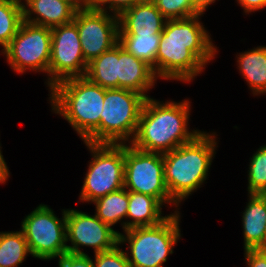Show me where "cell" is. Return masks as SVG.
I'll return each instance as SVG.
<instances>
[{"label": "cell", "mask_w": 266, "mask_h": 267, "mask_svg": "<svg viewBox=\"0 0 266 267\" xmlns=\"http://www.w3.org/2000/svg\"><path fill=\"white\" fill-rule=\"evenodd\" d=\"M201 16L204 15L166 21L156 54L159 80L192 82L216 58L217 45Z\"/></svg>", "instance_id": "cell-1"}, {"label": "cell", "mask_w": 266, "mask_h": 267, "mask_svg": "<svg viewBox=\"0 0 266 267\" xmlns=\"http://www.w3.org/2000/svg\"><path fill=\"white\" fill-rule=\"evenodd\" d=\"M191 103L189 98L178 102L146 98L129 144L142 151L164 154L192 141L202 130L190 129Z\"/></svg>", "instance_id": "cell-2"}, {"label": "cell", "mask_w": 266, "mask_h": 267, "mask_svg": "<svg viewBox=\"0 0 266 267\" xmlns=\"http://www.w3.org/2000/svg\"><path fill=\"white\" fill-rule=\"evenodd\" d=\"M217 136L216 131H202L192 141L163 154L164 181L179 206L207 183L219 143Z\"/></svg>", "instance_id": "cell-3"}, {"label": "cell", "mask_w": 266, "mask_h": 267, "mask_svg": "<svg viewBox=\"0 0 266 267\" xmlns=\"http://www.w3.org/2000/svg\"><path fill=\"white\" fill-rule=\"evenodd\" d=\"M51 112L63 117L84 142L99 126L105 88L84 77H73L49 89Z\"/></svg>", "instance_id": "cell-4"}, {"label": "cell", "mask_w": 266, "mask_h": 267, "mask_svg": "<svg viewBox=\"0 0 266 267\" xmlns=\"http://www.w3.org/2000/svg\"><path fill=\"white\" fill-rule=\"evenodd\" d=\"M180 214L170 212L160 224L134 227L119 233V244H126L124 251L131 267H164L182 237Z\"/></svg>", "instance_id": "cell-5"}, {"label": "cell", "mask_w": 266, "mask_h": 267, "mask_svg": "<svg viewBox=\"0 0 266 267\" xmlns=\"http://www.w3.org/2000/svg\"><path fill=\"white\" fill-rule=\"evenodd\" d=\"M146 98L137 92L105 89L98 128L84 141L92 144H129L137 130Z\"/></svg>", "instance_id": "cell-6"}, {"label": "cell", "mask_w": 266, "mask_h": 267, "mask_svg": "<svg viewBox=\"0 0 266 267\" xmlns=\"http://www.w3.org/2000/svg\"><path fill=\"white\" fill-rule=\"evenodd\" d=\"M91 154L79 202L90 203L124 187V144L83 142Z\"/></svg>", "instance_id": "cell-7"}, {"label": "cell", "mask_w": 266, "mask_h": 267, "mask_svg": "<svg viewBox=\"0 0 266 267\" xmlns=\"http://www.w3.org/2000/svg\"><path fill=\"white\" fill-rule=\"evenodd\" d=\"M61 211L58 218L49 205L41 203L22 219L21 230L35 259L49 262L68 252L66 209Z\"/></svg>", "instance_id": "cell-8"}, {"label": "cell", "mask_w": 266, "mask_h": 267, "mask_svg": "<svg viewBox=\"0 0 266 267\" xmlns=\"http://www.w3.org/2000/svg\"><path fill=\"white\" fill-rule=\"evenodd\" d=\"M12 71L18 74L33 71L46 76L49 89V62L51 58V28L22 21L16 35L0 53Z\"/></svg>", "instance_id": "cell-9"}, {"label": "cell", "mask_w": 266, "mask_h": 267, "mask_svg": "<svg viewBox=\"0 0 266 267\" xmlns=\"http://www.w3.org/2000/svg\"><path fill=\"white\" fill-rule=\"evenodd\" d=\"M124 188L156 198L163 206H180L170 197L164 181L163 154L146 152L124 144ZM166 204V205H165Z\"/></svg>", "instance_id": "cell-10"}, {"label": "cell", "mask_w": 266, "mask_h": 267, "mask_svg": "<svg viewBox=\"0 0 266 267\" xmlns=\"http://www.w3.org/2000/svg\"><path fill=\"white\" fill-rule=\"evenodd\" d=\"M119 233L95 214L66 209L68 253L87 255L83 247L92 248L94 254L111 250L119 244Z\"/></svg>", "instance_id": "cell-11"}, {"label": "cell", "mask_w": 266, "mask_h": 267, "mask_svg": "<svg viewBox=\"0 0 266 267\" xmlns=\"http://www.w3.org/2000/svg\"><path fill=\"white\" fill-rule=\"evenodd\" d=\"M73 22L87 64L118 43L119 19L115 14L84 5L76 11Z\"/></svg>", "instance_id": "cell-12"}, {"label": "cell", "mask_w": 266, "mask_h": 267, "mask_svg": "<svg viewBox=\"0 0 266 267\" xmlns=\"http://www.w3.org/2000/svg\"><path fill=\"white\" fill-rule=\"evenodd\" d=\"M87 66L77 25L71 22L52 28L49 89L62 80L84 77Z\"/></svg>", "instance_id": "cell-13"}, {"label": "cell", "mask_w": 266, "mask_h": 267, "mask_svg": "<svg viewBox=\"0 0 266 267\" xmlns=\"http://www.w3.org/2000/svg\"><path fill=\"white\" fill-rule=\"evenodd\" d=\"M23 20L26 22L54 28L73 22L75 13L84 2L63 0H21Z\"/></svg>", "instance_id": "cell-14"}, {"label": "cell", "mask_w": 266, "mask_h": 267, "mask_svg": "<svg viewBox=\"0 0 266 267\" xmlns=\"http://www.w3.org/2000/svg\"><path fill=\"white\" fill-rule=\"evenodd\" d=\"M118 35L161 34L167 19L152 0H142L119 16Z\"/></svg>", "instance_id": "cell-15"}, {"label": "cell", "mask_w": 266, "mask_h": 267, "mask_svg": "<svg viewBox=\"0 0 266 267\" xmlns=\"http://www.w3.org/2000/svg\"><path fill=\"white\" fill-rule=\"evenodd\" d=\"M118 88L131 90L150 98L148 91L155 88L158 78L152 67L128 53L119 44Z\"/></svg>", "instance_id": "cell-16"}, {"label": "cell", "mask_w": 266, "mask_h": 267, "mask_svg": "<svg viewBox=\"0 0 266 267\" xmlns=\"http://www.w3.org/2000/svg\"><path fill=\"white\" fill-rule=\"evenodd\" d=\"M248 203L242 211L244 250L260 249L264 251L266 233V194H247Z\"/></svg>", "instance_id": "cell-17"}, {"label": "cell", "mask_w": 266, "mask_h": 267, "mask_svg": "<svg viewBox=\"0 0 266 267\" xmlns=\"http://www.w3.org/2000/svg\"><path fill=\"white\" fill-rule=\"evenodd\" d=\"M238 72L253 96L266 94V46L261 45L236 55Z\"/></svg>", "instance_id": "cell-18"}, {"label": "cell", "mask_w": 266, "mask_h": 267, "mask_svg": "<svg viewBox=\"0 0 266 267\" xmlns=\"http://www.w3.org/2000/svg\"><path fill=\"white\" fill-rule=\"evenodd\" d=\"M128 194L126 230L134 227L154 226L168 217L169 214L163 216L162 207L164 206L156 198L132 191H128Z\"/></svg>", "instance_id": "cell-19"}, {"label": "cell", "mask_w": 266, "mask_h": 267, "mask_svg": "<svg viewBox=\"0 0 266 267\" xmlns=\"http://www.w3.org/2000/svg\"><path fill=\"white\" fill-rule=\"evenodd\" d=\"M119 43L88 63L85 77L105 89L118 88Z\"/></svg>", "instance_id": "cell-20"}, {"label": "cell", "mask_w": 266, "mask_h": 267, "mask_svg": "<svg viewBox=\"0 0 266 267\" xmlns=\"http://www.w3.org/2000/svg\"><path fill=\"white\" fill-rule=\"evenodd\" d=\"M129 194L124 187L102 196L92 203L95 206L94 214L105 224L113 226L121 223L123 232L126 230V216L128 210ZM124 219V220H123Z\"/></svg>", "instance_id": "cell-21"}, {"label": "cell", "mask_w": 266, "mask_h": 267, "mask_svg": "<svg viewBox=\"0 0 266 267\" xmlns=\"http://www.w3.org/2000/svg\"><path fill=\"white\" fill-rule=\"evenodd\" d=\"M31 255L23 231L0 232V267H19Z\"/></svg>", "instance_id": "cell-22"}, {"label": "cell", "mask_w": 266, "mask_h": 267, "mask_svg": "<svg viewBox=\"0 0 266 267\" xmlns=\"http://www.w3.org/2000/svg\"><path fill=\"white\" fill-rule=\"evenodd\" d=\"M161 34L118 35V43L130 54L150 65L156 75V54Z\"/></svg>", "instance_id": "cell-23"}, {"label": "cell", "mask_w": 266, "mask_h": 267, "mask_svg": "<svg viewBox=\"0 0 266 267\" xmlns=\"http://www.w3.org/2000/svg\"><path fill=\"white\" fill-rule=\"evenodd\" d=\"M23 21L21 0H0V53L9 45Z\"/></svg>", "instance_id": "cell-24"}, {"label": "cell", "mask_w": 266, "mask_h": 267, "mask_svg": "<svg viewBox=\"0 0 266 267\" xmlns=\"http://www.w3.org/2000/svg\"><path fill=\"white\" fill-rule=\"evenodd\" d=\"M249 159L248 194H266V144L260 146Z\"/></svg>", "instance_id": "cell-25"}, {"label": "cell", "mask_w": 266, "mask_h": 267, "mask_svg": "<svg viewBox=\"0 0 266 267\" xmlns=\"http://www.w3.org/2000/svg\"><path fill=\"white\" fill-rule=\"evenodd\" d=\"M158 11L167 19H181L201 14L192 0H152Z\"/></svg>", "instance_id": "cell-26"}, {"label": "cell", "mask_w": 266, "mask_h": 267, "mask_svg": "<svg viewBox=\"0 0 266 267\" xmlns=\"http://www.w3.org/2000/svg\"><path fill=\"white\" fill-rule=\"evenodd\" d=\"M122 249V246L118 244L111 250L94 254L92 259L95 267H131Z\"/></svg>", "instance_id": "cell-27"}, {"label": "cell", "mask_w": 266, "mask_h": 267, "mask_svg": "<svg viewBox=\"0 0 266 267\" xmlns=\"http://www.w3.org/2000/svg\"><path fill=\"white\" fill-rule=\"evenodd\" d=\"M142 0H84V5L119 16L124 10L131 8Z\"/></svg>", "instance_id": "cell-28"}, {"label": "cell", "mask_w": 266, "mask_h": 267, "mask_svg": "<svg viewBox=\"0 0 266 267\" xmlns=\"http://www.w3.org/2000/svg\"><path fill=\"white\" fill-rule=\"evenodd\" d=\"M58 260V267H95L93 259L87 255L66 253Z\"/></svg>", "instance_id": "cell-29"}, {"label": "cell", "mask_w": 266, "mask_h": 267, "mask_svg": "<svg viewBox=\"0 0 266 267\" xmlns=\"http://www.w3.org/2000/svg\"><path fill=\"white\" fill-rule=\"evenodd\" d=\"M247 267H266V251L260 249L244 250Z\"/></svg>", "instance_id": "cell-30"}, {"label": "cell", "mask_w": 266, "mask_h": 267, "mask_svg": "<svg viewBox=\"0 0 266 267\" xmlns=\"http://www.w3.org/2000/svg\"><path fill=\"white\" fill-rule=\"evenodd\" d=\"M236 2L246 15L266 8V0H236Z\"/></svg>", "instance_id": "cell-31"}, {"label": "cell", "mask_w": 266, "mask_h": 267, "mask_svg": "<svg viewBox=\"0 0 266 267\" xmlns=\"http://www.w3.org/2000/svg\"><path fill=\"white\" fill-rule=\"evenodd\" d=\"M10 170L9 167L7 166V162L3 156L2 153V147L0 143V184H5L7 183V180L10 177Z\"/></svg>", "instance_id": "cell-32"}, {"label": "cell", "mask_w": 266, "mask_h": 267, "mask_svg": "<svg viewBox=\"0 0 266 267\" xmlns=\"http://www.w3.org/2000/svg\"><path fill=\"white\" fill-rule=\"evenodd\" d=\"M216 0H192L193 6L201 13L205 14L208 7L214 4Z\"/></svg>", "instance_id": "cell-33"}, {"label": "cell", "mask_w": 266, "mask_h": 267, "mask_svg": "<svg viewBox=\"0 0 266 267\" xmlns=\"http://www.w3.org/2000/svg\"><path fill=\"white\" fill-rule=\"evenodd\" d=\"M63 1H68V2H84V0H63Z\"/></svg>", "instance_id": "cell-34"}, {"label": "cell", "mask_w": 266, "mask_h": 267, "mask_svg": "<svg viewBox=\"0 0 266 267\" xmlns=\"http://www.w3.org/2000/svg\"><path fill=\"white\" fill-rule=\"evenodd\" d=\"M264 251H266V233H265V239H264Z\"/></svg>", "instance_id": "cell-35"}]
</instances>
